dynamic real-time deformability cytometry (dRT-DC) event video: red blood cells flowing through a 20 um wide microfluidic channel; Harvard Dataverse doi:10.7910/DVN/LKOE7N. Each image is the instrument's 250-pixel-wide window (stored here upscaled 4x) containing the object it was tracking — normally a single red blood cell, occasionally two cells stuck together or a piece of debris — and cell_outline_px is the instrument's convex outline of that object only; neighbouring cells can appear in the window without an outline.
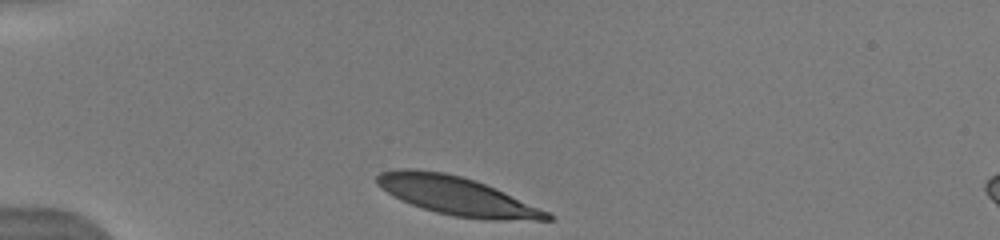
{"species": "human", "species_latin": "Homo sapiens", "temperature_condition": "warm", "stored_images_in_passage": 12, "camera_frame_rate_fps": 3000, "um_per_image_px": 0.085, "donor": {"sex": "male"}, "frame": {"image": 1, "passage_image": 1, "time_ms": 0.0, "image_size_px": [1000, 240], "cell_outline_px": [[552, 220], [484, 220], [452, 216], [436, 212], [400, 200], [376, 184], [376, 176], [380, 172], [400, 168], [412, 168], [444, 172], [476, 180], [496, 188], [548, 212], [552, 216]], "centroid_in_image_um": [38.81, 16.64], "position_along_channel_um": 46.2, "area_um2": 38.03}}